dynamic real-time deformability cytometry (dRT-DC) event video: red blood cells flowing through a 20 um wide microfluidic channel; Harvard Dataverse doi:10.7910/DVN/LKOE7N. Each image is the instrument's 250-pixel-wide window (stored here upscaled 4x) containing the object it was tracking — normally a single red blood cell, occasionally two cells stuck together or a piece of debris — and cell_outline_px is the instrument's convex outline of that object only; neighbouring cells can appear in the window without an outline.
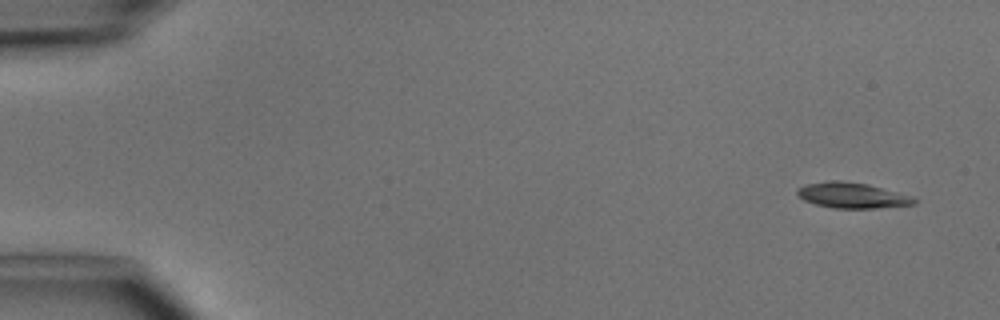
{"species": "common noctule bat (a hibernating species)", "species_latin": "Nyctalus noctula", "temperature_condition": "cold", "stored_images_in_passage": 5, "camera_frame_rate_fps": 3000, "um_per_image_px": 0.085, "animal": {"sex": "male", "body_mass_g": 15.6}, "frame": {"image": 1, "passage_image": 1, "time_ms": 0.0, "image_size_px": [1000, 320], "cell_outline_px": [[920, 200], [916, 204], [876, 208], [832, 208], [816, 204], [804, 200], [796, 196], [796, 188], [804, 184], [828, 180], [840, 180], [868, 184], [912, 196]], "centroid_in_image_um": [72.41, 16.6], "position_along_channel_um": 12.6, "area_um2": 17.69}}
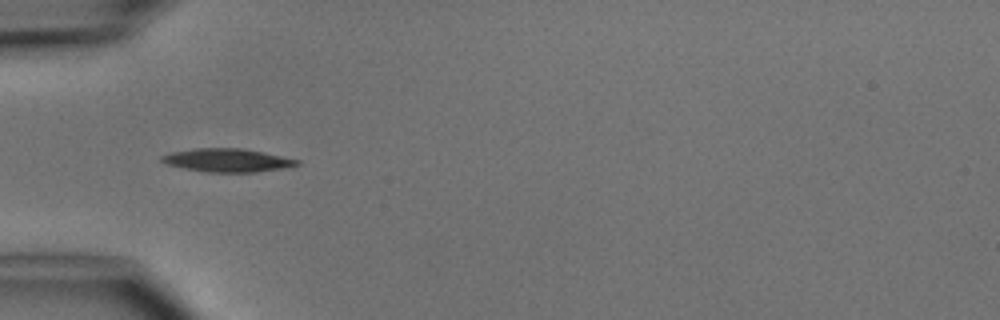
{"frame": {"image": 2, "passage_image": 4, "time_ms": 4.333, "image_size_px": [1000, 320], "cell_outline_px": [[300, 164], [284, 168], [256, 172], [208, 172], [184, 168], [168, 164], [160, 160], [160, 156], [172, 152], [196, 148], [240, 148], [264, 152], [300, 160]], "centroid_in_image_um": [19.34, 13.62], "position_along_channel_um": 65.7, "area_um2": 18.26}}